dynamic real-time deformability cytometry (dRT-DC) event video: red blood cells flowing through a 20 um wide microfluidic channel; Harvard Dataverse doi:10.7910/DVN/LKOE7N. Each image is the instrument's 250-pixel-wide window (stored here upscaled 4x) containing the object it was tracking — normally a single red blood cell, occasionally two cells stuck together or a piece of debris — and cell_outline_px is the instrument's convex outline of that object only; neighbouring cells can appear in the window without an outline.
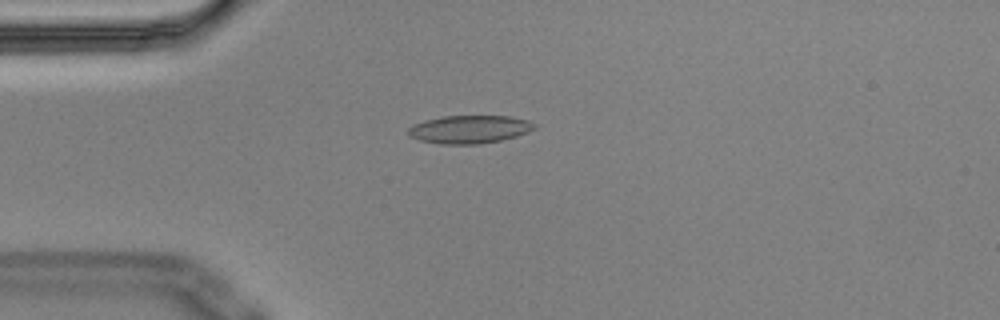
{"species": "Egyptian fruit bat (a non-hibernating species)", "species_latin": "Rousettus aegyptiacus", "temperature_condition": "cold", "stored_images_in_passage": 7, "camera_frame_rate_fps": 3000, "um_per_image_px": 0.085, "animal": {"sex": "male"}, "frame": {"image": 1, "passage_image": 3, "time_ms": 0.667, "image_size_px": [1000, 320], "cell_outline_px": [[536, 128], [528, 132], [516, 136], [500, 140], [480, 144], [440, 144], [420, 140], [408, 136], [408, 128], [412, 124], [424, 120], [444, 116], [508, 116], [528, 120], [536, 124]], "centroid_in_image_um": [39.88, 10.99], "position_along_channel_um": 45.1, "area_um2": 20.69}}
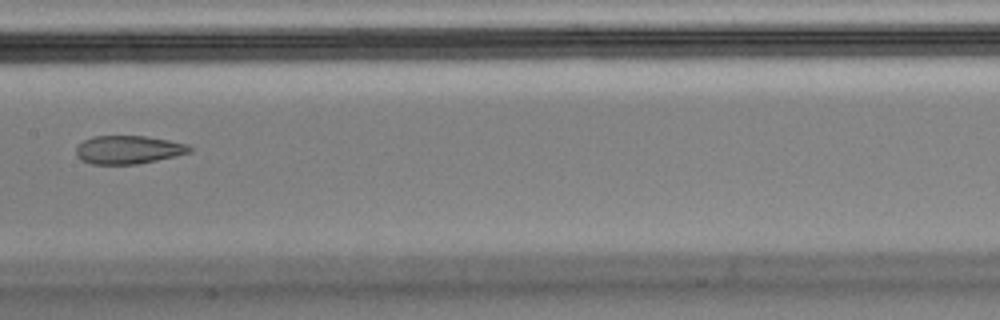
{"frame": {"image": 2, "passage_image": 7, "time_ms": 2.0, "image_size_px": [1000, 320], "cell_outline_px": [[192, 152], [176, 156], [136, 164], [92, 164], [80, 160], [76, 156], [76, 148], [84, 140], [92, 136], [144, 136], [168, 140], [188, 144], [192, 148]], "centroid_in_image_um": [10.91, 12.73], "position_along_channel_um": 196.5, "area_um2": 18.73}}